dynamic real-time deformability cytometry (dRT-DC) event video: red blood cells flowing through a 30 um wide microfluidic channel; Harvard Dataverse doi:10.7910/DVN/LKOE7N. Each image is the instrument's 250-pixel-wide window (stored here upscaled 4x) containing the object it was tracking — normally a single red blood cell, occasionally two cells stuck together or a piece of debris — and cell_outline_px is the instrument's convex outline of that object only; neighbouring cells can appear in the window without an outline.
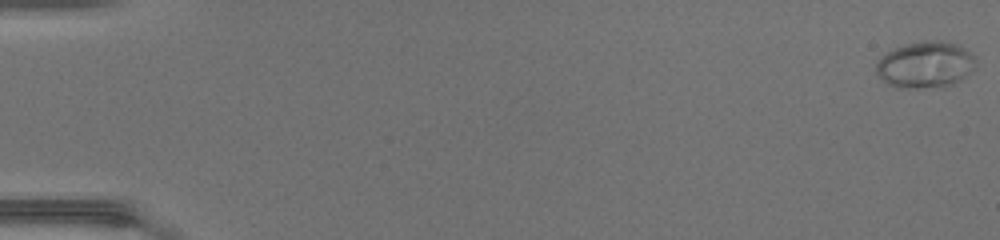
{"species": "common noctule bat (a hibernating species)", "species_latin": "Nyctalus noctula", "temperature_condition": "warm", "stored_images_in_passage": 49, "camera_frame_rate_fps": 3000, "um_per_image_px": 0.085, "animal": {"sex": "female", "body_mass_g": 17.0, "forearm_length_mm": 48.0}, "frame": {"image": 1, "passage_image": 1, "time_ms": 0.0, "image_size_px": [1000, 240], "cell_outline_px": [[976, 56], [972, 68], [952, 84], [916, 88], [896, 88], [888, 84], [876, 72], [876, 64], [888, 52], [896, 48], [908, 44], [952, 44]], "centroid_in_image_um": [78.58, 5.56], "position_along_channel_um": 6.4, "area_um2": 25.03}}
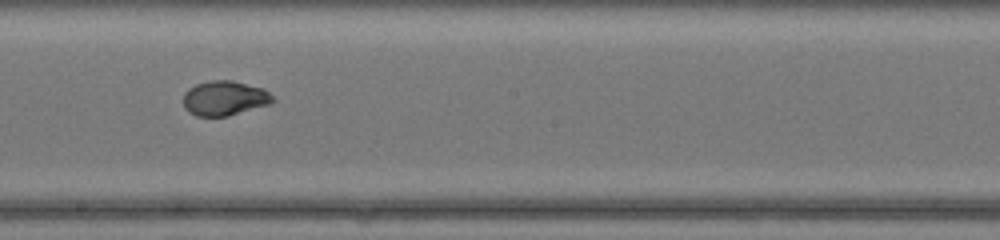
{"frame": {"image": 2, "passage_image": 29, "time_ms": 9.333, "image_size_px": [1000, 240], "cell_outline_px": [[276, 100], [268, 104], [228, 116], [196, 116], [188, 112], [184, 108], [184, 92], [188, 88], [196, 84], [212, 80], [232, 80], [264, 88]], "centroid_in_image_um": [19.07, 8.34], "position_along_channel_um": 229.1, "area_um2": 18.09}}
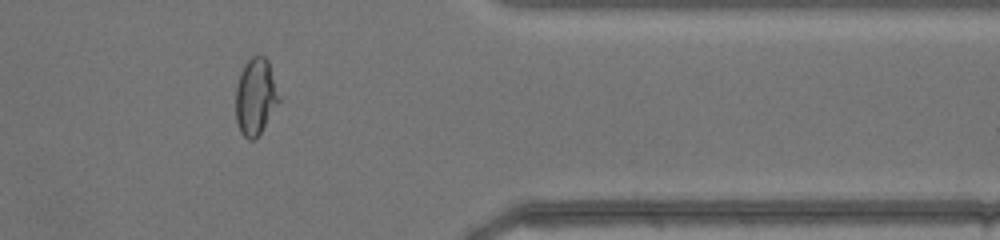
{"frame": {"image": 3, "passage_image": 41, "time_ms": 13.333, "image_size_px": [1000, 240], "cell_outline_px": [[280, 100], [256, 140], [248, 140], [240, 132], [236, 120], [236, 88], [240, 72], [244, 64], [252, 56], [264, 56], [268, 60], [280, 96]], "centroid_in_image_um": [21.72, 8.23], "position_along_channel_um": 389.7, "area_um2": 19.36}, "authors_computed_cell_mechanics": {"area_um2": 19.363, "velocity_mm_per_s": 4.375, "shape_relaxation_time_tau1_ms": 4.2115, "shape_relaxation_time_tau2_ms": null, "deformation_change_tau1": 0.1987, "deformation_change_tau2": null}}